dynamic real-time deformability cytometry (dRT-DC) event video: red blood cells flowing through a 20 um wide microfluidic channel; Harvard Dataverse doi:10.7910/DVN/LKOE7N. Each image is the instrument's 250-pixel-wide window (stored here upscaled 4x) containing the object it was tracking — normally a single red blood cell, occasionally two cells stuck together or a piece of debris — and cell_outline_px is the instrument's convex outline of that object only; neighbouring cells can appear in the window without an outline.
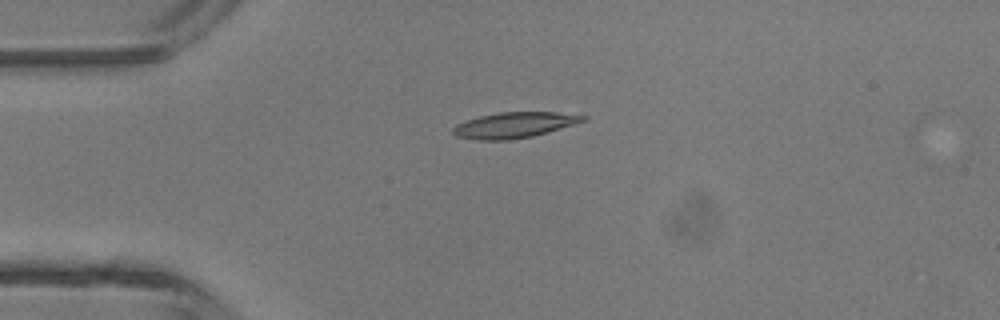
{"species": "common noctule bat (a hibernating species)", "species_latin": "Nyctalus noctula", "temperature_condition": "room temperature", "stored_images_in_passage": 5, "camera_frame_rate_fps": 3000, "um_per_image_px": 0.085, "animal": {"sex": "male", "body_mass_g": 13.3}, "frame": {"image": 1, "passage_image": 5, "time_ms": 1.333, "image_size_px": [1000, 320], "cell_outline_px": [[588, 120], [532, 136], [508, 140], [480, 140], [456, 136], [452, 132], [452, 128], [456, 124], [480, 116], [500, 112], [556, 112], [588, 116]], "centroid_in_image_um": [43.71, 10.62], "position_along_channel_um": 41.3, "area_um2": 19.25}}